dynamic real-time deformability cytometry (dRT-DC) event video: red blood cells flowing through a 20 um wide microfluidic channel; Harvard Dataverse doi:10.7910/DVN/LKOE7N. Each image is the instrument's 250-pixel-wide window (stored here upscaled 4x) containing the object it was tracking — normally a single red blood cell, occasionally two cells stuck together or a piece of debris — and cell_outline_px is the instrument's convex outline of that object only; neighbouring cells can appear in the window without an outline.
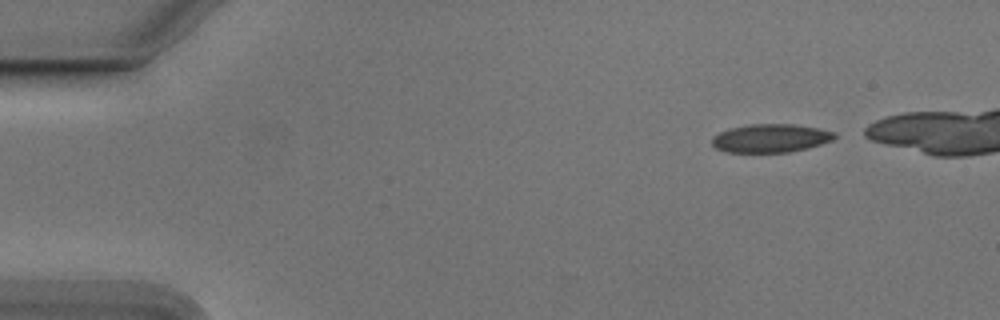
{"species": "Egyptian fruit bat (a non-hibernating species)", "species_latin": "Rousettus aegyptiacus", "temperature_condition": "cold", "stored_images_in_passage": 42, "camera_frame_rate_fps": 3000, "um_per_image_px": 0.085, "animal": {"sex": "male"}, "frame": {"image": 1, "passage_image": 1, "time_ms": 0.0, "image_size_px": [1000, 320], "cell_outline_px": [[836, 136], [832, 140], [808, 148], [788, 152], [728, 152], [716, 148], [712, 144], [712, 136], [720, 132], [732, 128], [752, 124], [796, 124], [836, 132]], "centroid_in_image_um": [65.51, 11.75], "position_along_channel_um": 19.5, "area_um2": 20.11}}
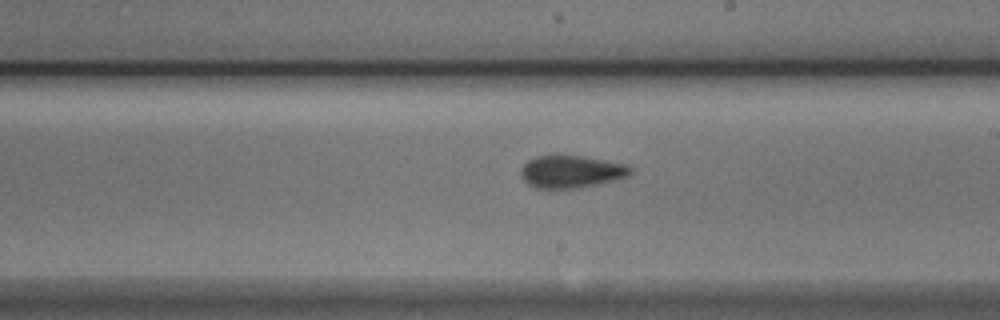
{"frame": {"image": 2, "passage_image": 26, "time_ms": 8.333, "image_size_px": [1000, 320], "cell_outline_px": [[632, 172], [628, 176], [616, 180], [576, 188], [536, 188], [528, 184], [524, 180], [520, 172], [524, 164], [528, 160], [536, 156], [584, 156], [628, 164], [632, 168]], "centroid_in_image_um": [48.59, 14.59], "position_along_channel_um": 240.4, "area_um2": 20.63}}
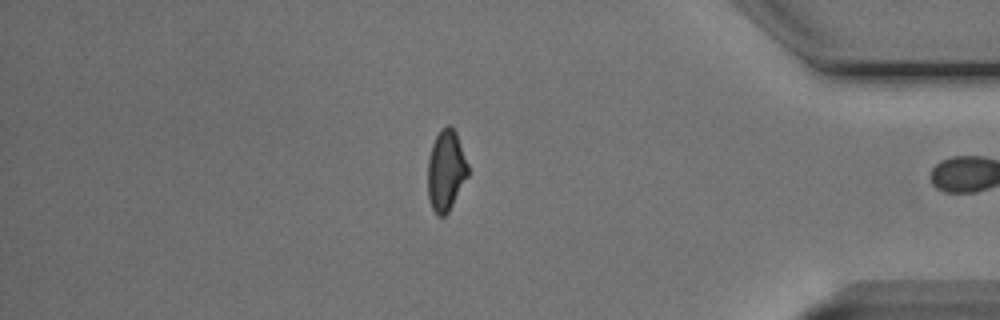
{"frame": {"image": 3, "passage_image": 41, "time_ms": 13.333, "image_size_px": [1000, 320], "cell_outline_px": [[468, 176], [448, 212], [444, 216], [436, 216], [428, 200], [428, 160], [432, 144], [440, 128], [448, 124], [452, 124], [456, 132], [468, 164]], "centroid_in_image_um": [37.9, 14.47], "position_along_channel_um": 397.3, "area_um2": 19.07}, "authors_computed_cell_mechanics": {"area_um2": 20.4323, "velocity_mm_per_s": 3.7775, "shape_relaxation_time_tau1_ms": 6.1309, "shape_relaxation_time_tau2_ms": 2.3794, "deformation_change_tau1": 0.136, "deformation_change_tau2": 0.09}}